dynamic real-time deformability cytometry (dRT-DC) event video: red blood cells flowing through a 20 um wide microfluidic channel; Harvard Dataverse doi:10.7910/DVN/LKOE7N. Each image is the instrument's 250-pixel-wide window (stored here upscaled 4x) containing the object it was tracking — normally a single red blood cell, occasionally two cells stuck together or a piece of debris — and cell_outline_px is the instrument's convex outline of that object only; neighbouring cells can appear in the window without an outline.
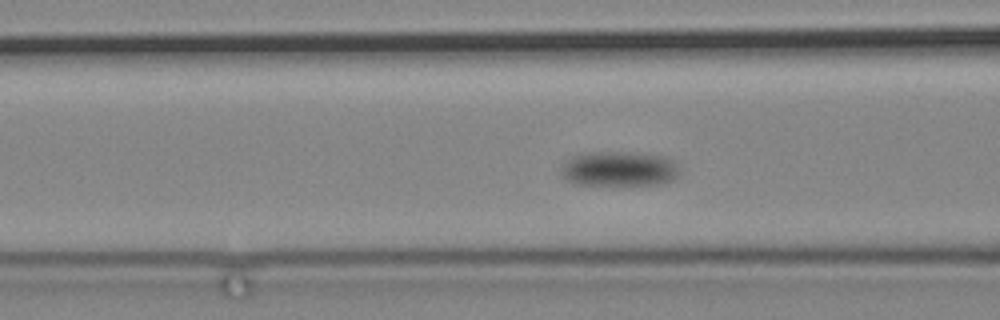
{"species": "common noctule bat (a hibernating species)", "species_latin": "Nyctalus noctula", "temperature_condition": "cold", "stored_images_in_passage": 107, "camera_frame_rate_fps": 3000, "um_per_image_px": 0.085, "animal": {"sex": "male", "body_mass_g": 19.2, "forearm_length_mm": 51.8}, "frame": {"image": 1, "passage_image": 53, "time_ms": 17.333, "image_size_px": [1000, 320], "cell_outline_px": [[680, 176], [664, 184], [576, 184], [568, 180], [560, 172], [560, 168], [572, 156], [584, 152], [632, 152], [664, 156], [672, 160], [676, 164], [680, 172]], "centroid_in_image_um": [52.66, 14.34], "position_along_channel_um": 113.9, "area_um2": 24.1}}
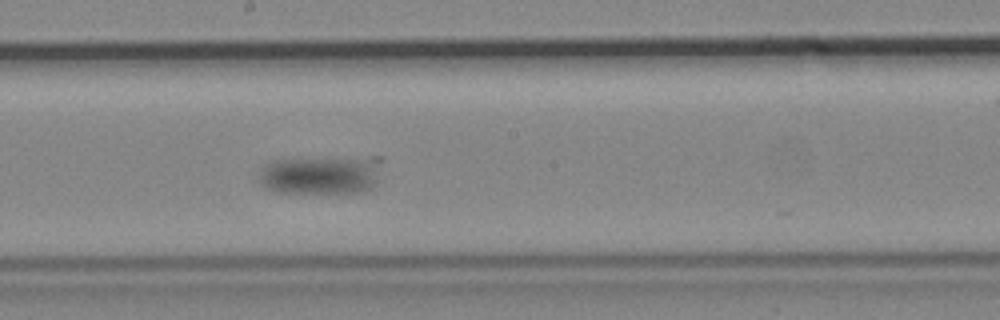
{"frame": {"image": 2, "passage_image": 67, "time_ms": 22.0, "image_size_px": [1000, 320], "cell_outline_px": [[384, 156], [376, 180], [372, 188], [364, 192], [276, 192], [264, 188], [260, 184], [260, 172], [264, 164], [268, 160], [368, 156]], "centroid_in_image_um": [27.31, 14.83], "position_along_channel_um": 220.9, "area_um2": 28.21}}
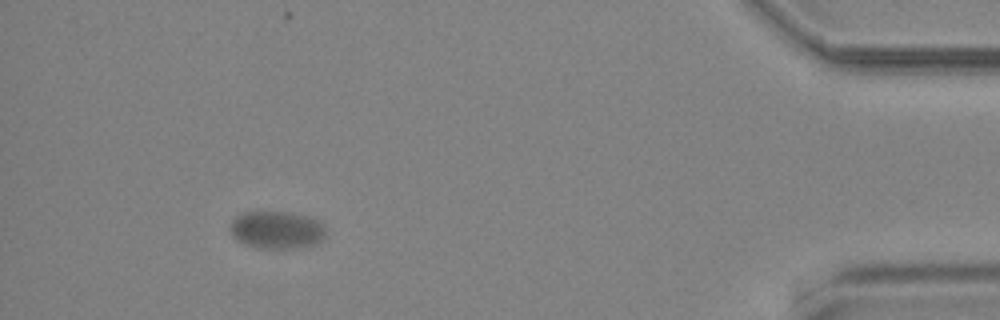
{"frame": {"image": 3, "passage_image": 100, "time_ms": 33.0, "image_size_px": [1000, 320], "cell_outline_px": [[324, 240], [316, 244], [292, 248], [260, 248], [244, 244], [236, 240], [232, 236], [228, 228], [232, 220], [236, 216], [244, 212], [288, 212], [308, 216], [316, 220], [324, 228]], "centroid_in_image_um": [23.47, 19.54], "position_along_channel_um": 411.7, "area_um2": 20.98}}